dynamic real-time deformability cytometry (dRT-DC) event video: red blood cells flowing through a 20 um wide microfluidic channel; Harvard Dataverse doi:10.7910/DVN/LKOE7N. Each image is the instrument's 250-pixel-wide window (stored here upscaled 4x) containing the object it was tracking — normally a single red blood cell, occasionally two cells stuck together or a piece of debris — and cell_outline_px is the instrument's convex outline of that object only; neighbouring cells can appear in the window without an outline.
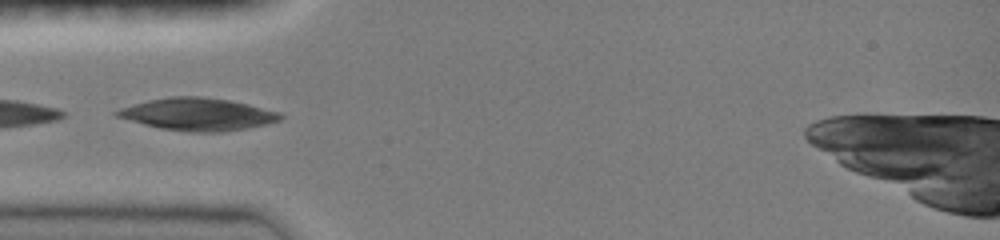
{"species": "common noctule bat (a hibernating species)", "species_latin": "Nyctalus noctula", "temperature_condition": "room temperature", "stored_images_in_passage": 4, "camera_frame_rate_fps": 3000, "um_per_image_px": 0.085, "animal": {"sex": "female", "body_mass_g": 19.0, "forearm_length_mm": 51.5}, "frame": {"image": 1, "passage_image": 1, "time_ms": 0.0, "image_size_px": [1000, 240], "cell_outline_px": [[284, 116], [280, 120], [248, 128], [224, 132], [188, 132], [160, 128], [144, 124], [116, 116], [112, 112], [120, 108], [132, 104], [148, 100], [172, 96], [204, 96], [228, 100], [248, 104], [280, 112]], "centroid_in_image_um": [16.8, 9.71], "position_along_channel_um": 68.2, "area_um2": 30.87}}